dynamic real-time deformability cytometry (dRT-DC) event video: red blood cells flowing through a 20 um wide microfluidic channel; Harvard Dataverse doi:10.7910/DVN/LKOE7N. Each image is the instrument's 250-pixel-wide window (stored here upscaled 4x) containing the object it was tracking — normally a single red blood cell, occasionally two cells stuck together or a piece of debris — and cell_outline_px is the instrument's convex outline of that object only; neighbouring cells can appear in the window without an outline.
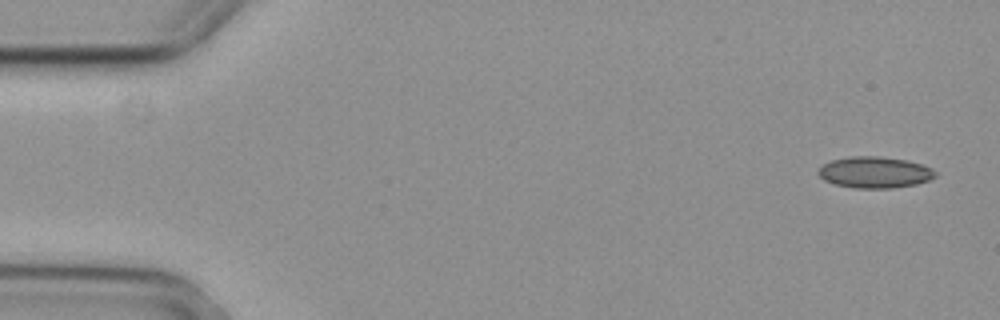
{"species": "common noctule bat (a hibernating species)", "species_latin": "Nyctalus noctula", "temperature_condition": "cold", "stored_images_in_passage": 2, "camera_frame_rate_fps": 3000, "um_per_image_px": 0.085, "animal": {"sex": "female", "body_mass_g": 29.2, "forearm_length_mm": 56.3}, "frame": {"image": 1, "passage_image": 2, "time_ms": 0.333, "image_size_px": [1000, 320], "cell_outline_px": [[936, 176], [928, 180], [916, 184], [892, 188], [856, 188], [836, 184], [824, 180], [816, 172], [824, 164], [832, 160], [852, 156], [880, 156], [908, 160], [932, 168], [936, 172]], "centroid_in_image_um": [74.36, 14.64], "position_along_channel_um": 10.6, "area_um2": 21.27}}